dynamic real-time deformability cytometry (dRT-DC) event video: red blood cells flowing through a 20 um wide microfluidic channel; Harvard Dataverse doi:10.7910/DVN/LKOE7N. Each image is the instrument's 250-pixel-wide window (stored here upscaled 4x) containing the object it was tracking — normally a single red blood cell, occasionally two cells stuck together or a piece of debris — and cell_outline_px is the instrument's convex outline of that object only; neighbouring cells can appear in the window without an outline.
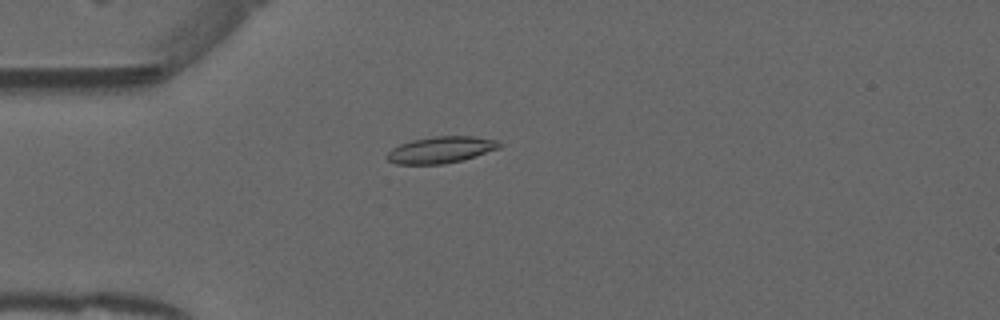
{"species": "common noctule bat (a hibernating species)", "species_latin": "Nyctalus noctula", "temperature_condition": "warm", "stored_images_in_passage": 25, "camera_frame_rate_fps": 3000, "um_per_image_px": 0.085, "animal": {"sex": "male", "forearm_length_mm": 52.5}, "frame": {"image": 1, "passage_image": 7, "time_ms": 2.0, "image_size_px": [1000, 320], "cell_outline_px": [[504, 144], [500, 148], [464, 160], [444, 164], [396, 164], [388, 160], [384, 156], [392, 148], [400, 144], [412, 140], [436, 136], [476, 136], [496, 140]], "centroid_in_image_um": [37.5, 12.73], "position_along_channel_um": 47.5, "area_um2": 17.57}}
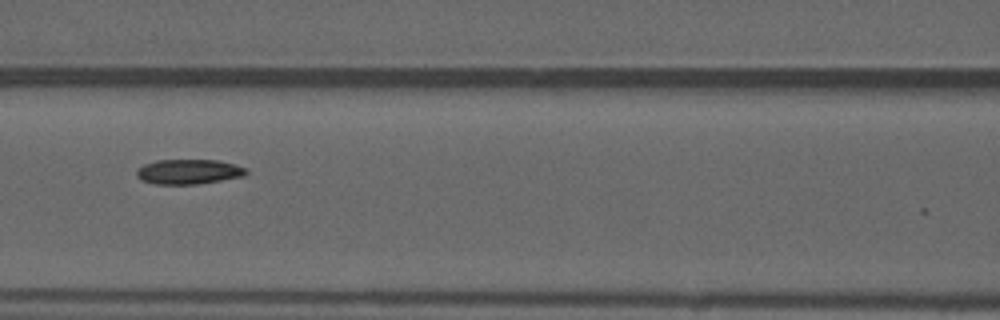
{"frame": {"image": 2, "passage_image": 16, "time_ms": 5.0, "image_size_px": [1000, 320], "cell_outline_px": [[248, 172], [244, 176], [196, 184], [156, 184], [140, 180], [136, 176], [136, 172], [144, 164], [156, 160], [216, 160], [236, 164], [248, 168]], "centroid_in_image_um": [16.05, 14.59], "position_along_channel_um": 150.6, "area_um2": 15.9}}
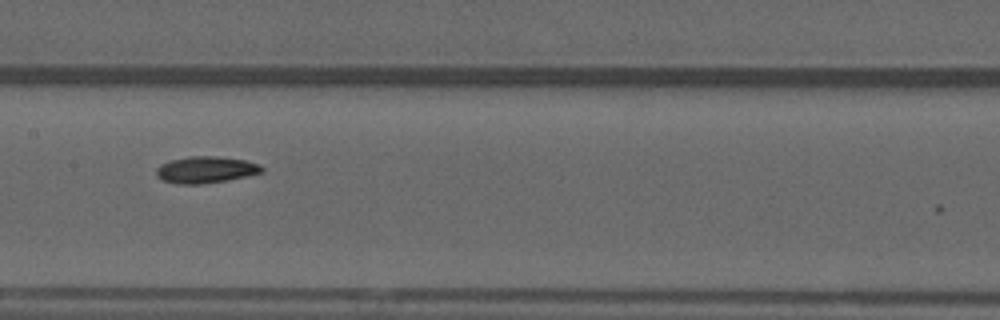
{"frame": {"image": 3, "passage_image": 19, "time_ms": 6.0, "image_size_px": [1000, 320], "cell_outline_px": [[264, 172], [248, 176], [228, 180], [200, 184], [176, 184], [164, 180], [156, 176], [156, 168], [160, 164], [172, 160], [188, 156], [216, 156], [244, 160], [260, 164], [264, 168]], "centroid_in_image_um": [17.51, 14.43], "position_along_channel_um": 189.9, "area_um2": 16.47}}